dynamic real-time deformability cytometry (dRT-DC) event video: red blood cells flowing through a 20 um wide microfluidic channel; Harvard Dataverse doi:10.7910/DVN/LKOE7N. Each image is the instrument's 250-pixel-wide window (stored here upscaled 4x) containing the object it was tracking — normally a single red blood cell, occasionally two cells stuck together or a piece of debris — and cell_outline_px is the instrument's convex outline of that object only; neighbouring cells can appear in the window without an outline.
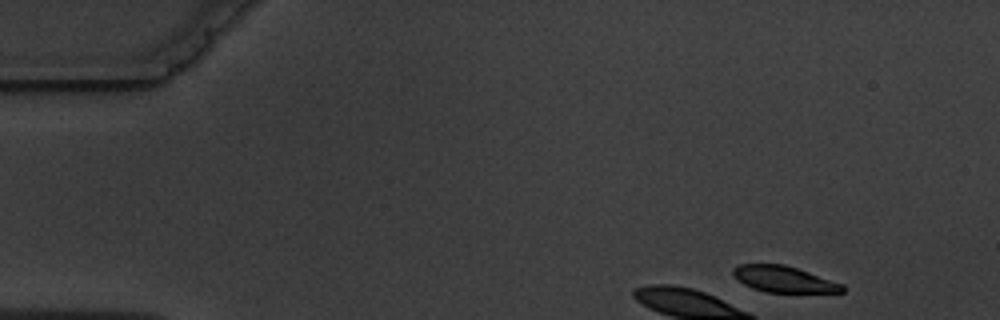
{"species": "common noctule bat (a hibernating species)", "species_latin": "Nyctalus noctula", "temperature_condition": "warm", "stored_images_in_passage": 4, "camera_frame_rate_fps": 3000, "um_per_image_px": 0.085, "animal": {"sex": "male", "body_mass_g": 19.5, "forearm_length_mm": 54.6}, "frame": {"image": 1, "passage_image": 1, "time_ms": 0.0, "image_size_px": [1000, 320], "cell_outline_px": [[844, 292], [764, 292], [752, 288], [736, 280], [732, 272], [732, 268], [736, 264], [784, 264], [844, 284]], "centroid_in_image_um": [66.57, 23.73], "position_along_channel_um": 18.4, "area_um2": 16.7}}